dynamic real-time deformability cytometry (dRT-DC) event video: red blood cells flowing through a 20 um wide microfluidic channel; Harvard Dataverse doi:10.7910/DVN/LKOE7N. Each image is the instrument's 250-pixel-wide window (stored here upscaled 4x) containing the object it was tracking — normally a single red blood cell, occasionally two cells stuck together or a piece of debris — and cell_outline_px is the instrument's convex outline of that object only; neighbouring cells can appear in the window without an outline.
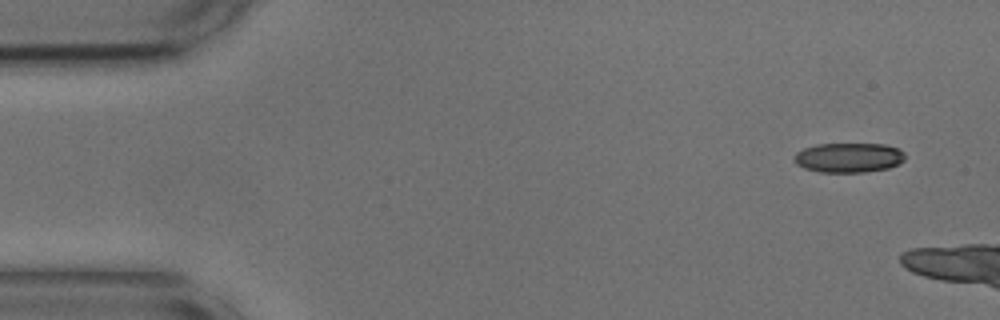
{"species": "common noctule bat (a hibernating species)", "species_latin": "Nyctalus noctula", "temperature_condition": "cold", "stored_images_in_passage": 3, "camera_frame_rate_fps": 3000, "um_per_image_px": 0.085, "animal": {"sex": "male", "body_mass_g": 17.9, "forearm_length_mm": 54.2}, "frame": {"image": 1, "passage_image": 1, "time_ms": 0.0, "image_size_px": [1000, 320], "cell_outline_px": [[904, 160], [900, 164], [888, 168], [864, 172], [820, 172], [804, 168], [796, 164], [796, 152], [804, 148], [816, 144], [884, 144], [900, 148], [904, 152]], "centroid_in_image_um": [72.18, 13.39], "position_along_channel_um": 12.8, "area_um2": 19.19}}